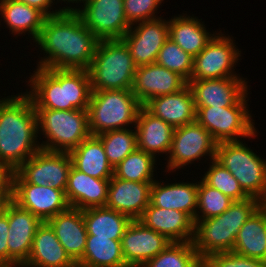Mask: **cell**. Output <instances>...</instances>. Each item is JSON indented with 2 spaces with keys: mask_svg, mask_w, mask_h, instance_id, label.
Listing matches in <instances>:
<instances>
[{
  "mask_svg": "<svg viewBox=\"0 0 266 267\" xmlns=\"http://www.w3.org/2000/svg\"><path fill=\"white\" fill-rule=\"evenodd\" d=\"M171 243L164 235L132 220L122 239V254L128 267H142Z\"/></svg>",
  "mask_w": 266,
  "mask_h": 267,
  "instance_id": "e0dca14e",
  "label": "cell"
},
{
  "mask_svg": "<svg viewBox=\"0 0 266 267\" xmlns=\"http://www.w3.org/2000/svg\"><path fill=\"white\" fill-rule=\"evenodd\" d=\"M210 166L202 175L207 185L217 189L233 201H242L250 198L242 189L236 178L215 159L210 160Z\"/></svg>",
  "mask_w": 266,
  "mask_h": 267,
  "instance_id": "8d00e7d4",
  "label": "cell"
},
{
  "mask_svg": "<svg viewBox=\"0 0 266 267\" xmlns=\"http://www.w3.org/2000/svg\"><path fill=\"white\" fill-rule=\"evenodd\" d=\"M187 85L179 74L153 63L136 68L131 90L144 106L154 97L179 92Z\"/></svg>",
  "mask_w": 266,
  "mask_h": 267,
  "instance_id": "d6986e66",
  "label": "cell"
},
{
  "mask_svg": "<svg viewBox=\"0 0 266 267\" xmlns=\"http://www.w3.org/2000/svg\"><path fill=\"white\" fill-rule=\"evenodd\" d=\"M261 207L264 209L266 212V199L264 201H261Z\"/></svg>",
  "mask_w": 266,
  "mask_h": 267,
  "instance_id": "7dc6e473",
  "label": "cell"
},
{
  "mask_svg": "<svg viewBox=\"0 0 266 267\" xmlns=\"http://www.w3.org/2000/svg\"><path fill=\"white\" fill-rule=\"evenodd\" d=\"M248 91L231 107H195L196 121L217 142L256 138L257 130L248 110ZM247 99V100H246Z\"/></svg>",
  "mask_w": 266,
  "mask_h": 267,
  "instance_id": "9c48e42d",
  "label": "cell"
},
{
  "mask_svg": "<svg viewBox=\"0 0 266 267\" xmlns=\"http://www.w3.org/2000/svg\"><path fill=\"white\" fill-rule=\"evenodd\" d=\"M183 14V15H182ZM178 14L169 19V37L190 56L195 58L215 36L209 32L202 19L188 14ZM186 15V16H185Z\"/></svg>",
  "mask_w": 266,
  "mask_h": 267,
  "instance_id": "83f0119b",
  "label": "cell"
},
{
  "mask_svg": "<svg viewBox=\"0 0 266 267\" xmlns=\"http://www.w3.org/2000/svg\"><path fill=\"white\" fill-rule=\"evenodd\" d=\"M74 12L99 40L121 39L131 27L124 0H86Z\"/></svg>",
  "mask_w": 266,
  "mask_h": 267,
  "instance_id": "4fadbf2b",
  "label": "cell"
},
{
  "mask_svg": "<svg viewBox=\"0 0 266 267\" xmlns=\"http://www.w3.org/2000/svg\"><path fill=\"white\" fill-rule=\"evenodd\" d=\"M88 235L121 240L132 219L106 207H92L83 210Z\"/></svg>",
  "mask_w": 266,
  "mask_h": 267,
  "instance_id": "1f68e13d",
  "label": "cell"
},
{
  "mask_svg": "<svg viewBox=\"0 0 266 267\" xmlns=\"http://www.w3.org/2000/svg\"><path fill=\"white\" fill-rule=\"evenodd\" d=\"M31 7H34L41 11L46 17H51L62 13L64 10L60 7L59 9L51 8L55 3V0H18ZM52 9V11H51Z\"/></svg>",
  "mask_w": 266,
  "mask_h": 267,
  "instance_id": "7bdbcfd3",
  "label": "cell"
},
{
  "mask_svg": "<svg viewBox=\"0 0 266 267\" xmlns=\"http://www.w3.org/2000/svg\"><path fill=\"white\" fill-rule=\"evenodd\" d=\"M202 267H266V261L230 251L206 256L202 259Z\"/></svg>",
  "mask_w": 266,
  "mask_h": 267,
  "instance_id": "ab89813d",
  "label": "cell"
},
{
  "mask_svg": "<svg viewBox=\"0 0 266 267\" xmlns=\"http://www.w3.org/2000/svg\"><path fill=\"white\" fill-rule=\"evenodd\" d=\"M138 220L171 242H192L194 239L195 223L184 212L160 208L150 203Z\"/></svg>",
  "mask_w": 266,
  "mask_h": 267,
  "instance_id": "44dd1931",
  "label": "cell"
},
{
  "mask_svg": "<svg viewBox=\"0 0 266 267\" xmlns=\"http://www.w3.org/2000/svg\"><path fill=\"white\" fill-rule=\"evenodd\" d=\"M142 267H202V259L193 242H171Z\"/></svg>",
  "mask_w": 266,
  "mask_h": 267,
  "instance_id": "e575fe53",
  "label": "cell"
},
{
  "mask_svg": "<svg viewBox=\"0 0 266 267\" xmlns=\"http://www.w3.org/2000/svg\"><path fill=\"white\" fill-rule=\"evenodd\" d=\"M97 137L101 140L107 160L113 168L138 148L135 127L107 131Z\"/></svg>",
  "mask_w": 266,
  "mask_h": 267,
  "instance_id": "d590c367",
  "label": "cell"
},
{
  "mask_svg": "<svg viewBox=\"0 0 266 267\" xmlns=\"http://www.w3.org/2000/svg\"><path fill=\"white\" fill-rule=\"evenodd\" d=\"M71 167L69 153L39 149L15 172L29 184L51 185L65 193Z\"/></svg>",
  "mask_w": 266,
  "mask_h": 267,
  "instance_id": "5bb4252c",
  "label": "cell"
},
{
  "mask_svg": "<svg viewBox=\"0 0 266 267\" xmlns=\"http://www.w3.org/2000/svg\"><path fill=\"white\" fill-rule=\"evenodd\" d=\"M35 110L38 136L46 139L40 142L41 149L69 153L91 135L87 110Z\"/></svg>",
  "mask_w": 266,
  "mask_h": 267,
  "instance_id": "52a82bcc",
  "label": "cell"
},
{
  "mask_svg": "<svg viewBox=\"0 0 266 267\" xmlns=\"http://www.w3.org/2000/svg\"><path fill=\"white\" fill-rule=\"evenodd\" d=\"M157 158L143 150L136 149L113 168V176L136 182H154Z\"/></svg>",
  "mask_w": 266,
  "mask_h": 267,
  "instance_id": "836d02e7",
  "label": "cell"
},
{
  "mask_svg": "<svg viewBox=\"0 0 266 267\" xmlns=\"http://www.w3.org/2000/svg\"><path fill=\"white\" fill-rule=\"evenodd\" d=\"M22 267H77L47 222L37 228L27 262Z\"/></svg>",
  "mask_w": 266,
  "mask_h": 267,
  "instance_id": "4316f807",
  "label": "cell"
},
{
  "mask_svg": "<svg viewBox=\"0 0 266 267\" xmlns=\"http://www.w3.org/2000/svg\"><path fill=\"white\" fill-rule=\"evenodd\" d=\"M217 31L206 47L193 58L190 80L240 77L235 65L241 60V50L236 47L232 36Z\"/></svg>",
  "mask_w": 266,
  "mask_h": 267,
  "instance_id": "8fae6325",
  "label": "cell"
},
{
  "mask_svg": "<svg viewBox=\"0 0 266 267\" xmlns=\"http://www.w3.org/2000/svg\"><path fill=\"white\" fill-rule=\"evenodd\" d=\"M77 267H128L123 254L121 240L87 235L83 257Z\"/></svg>",
  "mask_w": 266,
  "mask_h": 267,
  "instance_id": "d6a6232c",
  "label": "cell"
},
{
  "mask_svg": "<svg viewBox=\"0 0 266 267\" xmlns=\"http://www.w3.org/2000/svg\"><path fill=\"white\" fill-rule=\"evenodd\" d=\"M109 181L86 175L72 166L65 190L69 206L80 210L105 207Z\"/></svg>",
  "mask_w": 266,
  "mask_h": 267,
  "instance_id": "603a6c76",
  "label": "cell"
},
{
  "mask_svg": "<svg viewBox=\"0 0 266 267\" xmlns=\"http://www.w3.org/2000/svg\"><path fill=\"white\" fill-rule=\"evenodd\" d=\"M216 145L211 134L197 121L175 128L169 154L164 159H167V170L164 172L167 174L184 169L205 156L215 159Z\"/></svg>",
  "mask_w": 266,
  "mask_h": 267,
  "instance_id": "30bf717a",
  "label": "cell"
},
{
  "mask_svg": "<svg viewBox=\"0 0 266 267\" xmlns=\"http://www.w3.org/2000/svg\"><path fill=\"white\" fill-rule=\"evenodd\" d=\"M169 38V20L162 17L131 25L121 38L129 48L136 67L153 64Z\"/></svg>",
  "mask_w": 266,
  "mask_h": 267,
  "instance_id": "9a60e30c",
  "label": "cell"
},
{
  "mask_svg": "<svg viewBox=\"0 0 266 267\" xmlns=\"http://www.w3.org/2000/svg\"><path fill=\"white\" fill-rule=\"evenodd\" d=\"M141 107L131 89L92 91L87 108L90 134L134 128Z\"/></svg>",
  "mask_w": 266,
  "mask_h": 267,
  "instance_id": "8992f818",
  "label": "cell"
},
{
  "mask_svg": "<svg viewBox=\"0 0 266 267\" xmlns=\"http://www.w3.org/2000/svg\"><path fill=\"white\" fill-rule=\"evenodd\" d=\"M86 0H56V5H57V3L59 4V2H64V4L66 3V7H62V9L64 10V11H74L75 9H76V7L74 6V7H71V6H68V5H70L71 3H77V4H79L80 5V3H82V2H85ZM69 3V4H68Z\"/></svg>",
  "mask_w": 266,
  "mask_h": 267,
  "instance_id": "f6af8a7d",
  "label": "cell"
},
{
  "mask_svg": "<svg viewBox=\"0 0 266 267\" xmlns=\"http://www.w3.org/2000/svg\"><path fill=\"white\" fill-rule=\"evenodd\" d=\"M163 2L164 0H124L126 19L133 25L137 22L160 18L156 14Z\"/></svg>",
  "mask_w": 266,
  "mask_h": 267,
  "instance_id": "60d3db41",
  "label": "cell"
},
{
  "mask_svg": "<svg viewBox=\"0 0 266 267\" xmlns=\"http://www.w3.org/2000/svg\"><path fill=\"white\" fill-rule=\"evenodd\" d=\"M8 224V267H22L28 260L36 230L42 221L10 200Z\"/></svg>",
  "mask_w": 266,
  "mask_h": 267,
  "instance_id": "2e32d148",
  "label": "cell"
},
{
  "mask_svg": "<svg viewBox=\"0 0 266 267\" xmlns=\"http://www.w3.org/2000/svg\"><path fill=\"white\" fill-rule=\"evenodd\" d=\"M247 78L229 77L220 79L190 80L195 107H231L247 91Z\"/></svg>",
  "mask_w": 266,
  "mask_h": 267,
  "instance_id": "ac0fdd59",
  "label": "cell"
},
{
  "mask_svg": "<svg viewBox=\"0 0 266 267\" xmlns=\"http://www.w3.org/2000/svg\"><path fill=\"white\" fill-rule=\"evenodd\" d=\"M155 63L179 74L187 82L190 81L193 57L182 50L170 37L161 47Z\"/></svg>",
  "mask_w": 266,
  "mask_h": 267,
  "instance_id": "f35d334b",
  "label": "cell"
},
{
  "mask_svg": "<svg viewBox=\"0 0 266 267\" xmlns=\"http://www.w3.org/2000/svg\"><path fill=\"white\" fill-rule=\"evenodd\" d=\"M144 107L174 129L196 121V108L190 87L149 100Z\"/></svg>",
  "mask_w": 266,
  "mask_h": 267,
  "instance_id": "7402d4cb",
  "label": "cell"
},
{
  "mask_svg": "<svg viewBox=\"0 0 266 267\" xmlns=\"http://www.w3.org/2000/svg\"><path fill=\"white\" fill-rule=\"evenodd\" d=\"M70 258L77 263L84 254L87 228L83 210L69 207L47 221Z\"/></svg>",
  "mask_w": 266,
  "mask_h": 267,
  "instance_id": "cb8c5ba5",
  "label": "cell"
},
{
  "mask_svg": "<svg viewBox=\"0 0 266 267\" xmlns=\"http://www.w3.org/2000/svg\"><path fill=\"white\" fill-rule=\"evenodd\" d=\"M11 200L47 222L70 206L65 193L51 185L39 186L25 182L15 171L10 173Z\"/></svg>",
  "mask_w": 266,
  "mask_h": 267,
  "instance_id": "7c38bea8",
  "label": "cell"
},
{
  "mask_svg": "<svg viewBox=\"0 0 266 267\" xmlns=\"http://www.w3.org/2000/svg\"><path fill=\"white\" fill-rule=\"evenodd\" d=\"M11 200V194H0V214L4 212L6 204Z\"/></svg>",
  "mask_w": 266,
  "mask_h": 267,
  "instance_id": "bcb514c9",
  "label": "cell"
},
{
  "mask_svg": "<svg viewBox=\"0 0 266 267\" xmlns=\"http://www.w3.org/2000/svg\"><path fill=\"white\" fill-rule=\"evenodd\" d=\"M197 181L166 184L164 180H155L151 186L150 203L160 208L184 212L194 221L198 201Z\"/></svg>",
  "mask_w": 266,
  "mask_h": 267,
  "instance_id": "d4e9b609",
  "label": "cell"
},
{
  "mask_svg": "<svg viewBox=\"0 0 266 267\" xmlns=\"http://www.w3.org/2000/svg\"><path fill=\"white\" fill-rule=\"evenodd\" d=\"M215 160L225 167L251 198L266 199V160L243 141L219 142Z\"/></svg>",
  "mask_w": 266,
  "mask_h": 267,
  "instance_id": "ba28073f",
  "label": "cell"
},
{
  "mask_svg": "<svg viewBox=\"0 0 266 267\" xmlns=\"http://www.w3.org/2000/svg\"><path fill=\"white\" fill-rule=\"evenodd\" d=\"M153 182L127 181L112 177L109 181L108 197L105 207L139 219L150 204Z\"/></svg>",
  "mask_w": 266,
  "mask_h": 267,
  "instance_id": "ffe728a7",
  "label": "cell"
},
{
  "mask_svg": "<svg viewBox=\"0 0 266 267\" xmlns=\"http://www.w3.org/2000/svg\"><path fill=\"white\" fill-rule=\"evenodd\" d=\"M136 68L122 39L100 40L88 69L91 90L132 89Z\"/></svg>",
  "mask_w": 266,
  "mask_h": 267,
  "instance_id": "5b68a950",
  "label": "cell"
},
{
  "mask_svg": "<svg viewBox=\"0 0 266 267\" xmlns=\"http://www.w3.org/2000/svg\"><path fill=\"white\" fill-rule=\"evenodd\" d=\"M99 41L74 11L46 17L34 42L45 55L36 67L88 70Z\"/></svg>",
  "mask_w": 266,
  "mask_h": 267,
  "instance_id": "6da1fadb",
  "label": "cell"
},
{
  "mask_svg": "<svg viewBox=\"0 0 266 267\" xmlns=\"http://www.w3.org/2000/svg\"><path fill=\"white\" fill-rule=\"evenodd\" d=\"M134 127L137 135L138 149L155 157L161 154L168 156L174 133L172 126L157 118L142 106L138 112Z\"/></svg>",
  "mask_w": 266,
  "mask_h": 267,
  "instance_id": "484cf974",
  "label": "cell"
},
{
  "mask_svg": "<svg viewBox=\"0 0 266 267\" xmlns=\"http://www.w3.org/2000/svg\"><path fill=\"white\" fill-rule=\"evenodd\" d=\"M8 203L0 214V267H8Z\"/></svg>",
  "mask_w": 266,
  "mask_h": 267,
  "instance_id": "b9f144b4",
  "label": "cell"
},
{
  "mask_svg": "<svg viewBox=\"0 0 266 267\" xmlns=\"http://www.w3.org/2000/svg\"><path fill=\"white\" fill-rule=\"evenodd\" d=\"M233 252L266 261V212L262 207L242 225Z\"/></svg>",
  "mask_w": 266,
  "mask_h": 267,
  "instance_id": "4dcf8cb0",
  "label": "cell"
},
{
  "mask_svg": "<svg viewBox=\"0 0 266 267\" xmlns=\"http://www.w3.org/2000/svg\"><path fill=\"white\" fill-rule=\"evenodd\" d=\"M0 15L11 34H30L33 42L38 39L46 19L41 11L18 0H0Z\"/></svg>",
  "mask_w": 266,
  "mask_h": 267,
  "instance_id": "f1b7e54d",
  "label": "cell"
},
{
  "mask_svg": "<svg viewBox=\"0 0 266 267\" xmlns=\"http://www.w3.org/2000/svg\"><path fill=\"white\" fill-rule=\"evenodd\" d=\"M69 154L72 166L86 175L103 180L113 177V167L109 164L104 146L97 136L90 135Z\"/></svg>",
  "mask_w": 266,
  "mask_h": 267,
  "instance_id": "f546056e",
  "label": "cell"
},
{
  "mask_svg": "<svg viewBox=\"0 0 266 267\" xmlns=\"http://www.w3.org/2000/svg\"><path fill=\"white\" fill-rule=\"evenodd\" d=\"M199 181L197 211L194 223L221 215L234 202L222 192L207 185L202 179Z\"/></svg>",
  "mask_w": 266,
  "mask_h": 267,
  "instance_id": "74e56055",
  "label": "cell"
},
{
  "mask_svg": "<svg viewBox=\"0 0 266 267\" xmlns=\"http://www.w3.org/2000/svg\"><path fill=\"white\" fill-rule=\"evenodd\" d=\"M25 93L35 109L87 110L91 96L88 70L36 67Z\"/></svg>",
  "mask_w": 266,
  "mask_h": 267,
  "instance_id": "3957f363",
  "label": "cell"
},
{
  "mask_svg": "<svg viewBox=\"0 0 266 267\" xmlns=\"http://www.w3.org/2000/svg\"><path fill=\"white\" fill-rule=\"evenodd\" d=\"M37 112L24 92L0 99V165L9 173L41 149Z\"/></svg>",
  "mask_w": 266,
  "mask_h": 267,
  "instance_id": "7a4b0ae2",
  "label": "cell"
},
{
  "mask_svg": "<svg viewBox=\"0 0 266 267\" xmlns=\"http://www.w3.org/2000/svg\"><path fill=\"white\" fill-rule=\"evenodd\" d=\"M261 207V201H234L221 215L195 222L193 245L201 259L210 254L233 251L242 225Z\"/></svg>",
  "mask_w": 266,
  "mask_h": 267,
  "instance_id": "277c9868",
  "label": "cell"
},
{
  "mask_svg": "<svg viewBox=\"0 0 266 267\" xmlns=\"http://www.w3.org/2000/svg\"><path fill=\"white\" fill-rule=\"evenodd\" d=\"M0 194H11L10 173L0 165Z\"/></svg>",
  "mask_w": 266,
  "mask_h": 267,
  "instance_id": "ee69618b",
  "label": "cell"
}]
</instances>
